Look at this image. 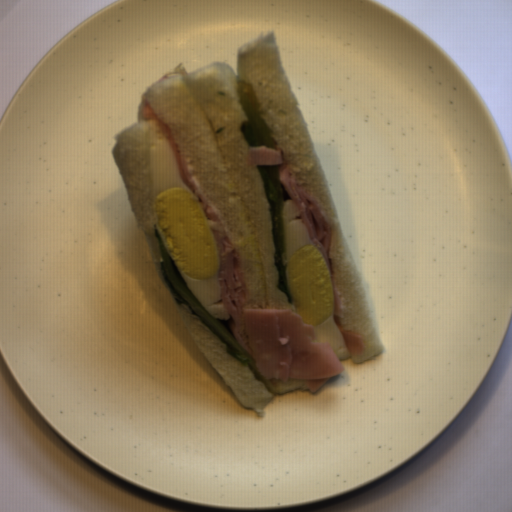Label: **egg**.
<instances>
[{
  "label": "egg",
  "instance_id": "obj_2",
  "mask_svg": "<svg viewBox=\"0 0 512 512\" xmlns=\"http://www.w3.org/2000/svg\"><path fill=\"white\" fill-rule=\"evenodd\" d=\"M296 202H283L285 247L283 267L290 305L302 321L313 327V340L329 345L339 361L350 359L349 349L334 319V292L328 265L315 248L301 221Z\"/></svg>",
  "mask_w": 512,
  "mask_h": 512
},
{
  "label": "egg",
  "instance_id": "obj_1",
  "mask_svg": "<svg viewBox=\"0 0 512 512\" xmlns=\"http://www.w3.org/2000/svg\"><path fill=\"white\" fill-rule=\"evenodd\" d=\"M154 225L185 285L203 307L230 321L220 281L221 257L203 210L183 183L163 134L150 146Z\"/></svg>",
  "mask_w": 512,
  "mask_h": 512
}]
</instances>
